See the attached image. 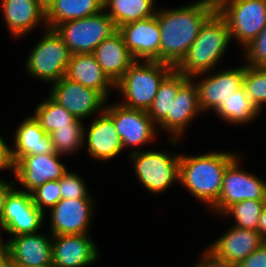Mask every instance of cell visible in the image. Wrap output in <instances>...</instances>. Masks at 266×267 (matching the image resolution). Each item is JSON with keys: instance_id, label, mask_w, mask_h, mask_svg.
<instances>
[{"instance_id": "cell-1", "label": "cell", "mask_w": 266, "mask_h": 267, "mask_svg": "<svg viewBox=\"0 0 266 267\" xmlns=\"http://www.w3.org/2000/svg\"><path fill=\"white\" fill-rule=\"evenodd\" d=\"M216 12L215 0H196L175 8H157L160 29V62L174 68L186 56L201 27Z\"/></svg>"}, {"instance_id": "cell-2", "label": "cell", "mask_w": 266, "mask_h": 267, "mask_svg": "<svg viewBox=\"0 0 266 267\" xmlns=\"http://www.w3.org/2000/svg\"><path fill=\"white\" fill-rule=\"evenodd\" d=\"M238 152H207L199 155L180 153L179 185L209 209L218 201L227 166Z\"/></svg>"}, {"instance_id": "cell-3", "label": "cell", "mask_w": 266, "mask_h": 267, "mask_svg": "<svg viewBox=\"0 0 266 267\" xmlns=\"http://www.w3.org/2000/svg\"><path fill=\"white\" fill-rule=\"evenodd\" d=\"M231 41L228 25L216 11L201 27L186 56L175 69L189 78L216 71Z\"/></svg>"}, {"instance_id": "cell-4", "label": "cell", "mask_w": 266, "mask_h": 267, "mask_svg": "<svg viewBox=\"0 0 266 267\" xmlns=\"http://www.w3.org/2000/svg\"><path fill=\"white\" fill-rule=\"evenodd\" d=\"M173 69L164 62L135 60L115 84L123 100L119 103L130 109L148 111L160 83Z\"/></svg>"}, {"instance_id": "cell-5", "label": "cell", "mask_w": 266, "mask_h": 267, "mask_svg": "<svg viewBox=\"0 0 266 267\" xmlns=\"http://www.w3.org/2000/svg\"><path fill=\"white\" fill-rule=\"evenodd\" d=\"M44 30L26 59L25 69L30 77L53 84L65 76L72 54L54 29Z\"/></svg>"}, {"instance_id": "cell-6", "label": "cell", "mask_w": 266, "mask_h": 267, "mask_svg": "<svg viewBox=\"0 0 266 267\" xmlns=\"http://www.w3.org/2000/svg\"><path fill=\"white\" fill-rule=\"evenodd\" d=\"M172 151L142 150L129 154L140 185L152 194H161L179 181L180 154Z\"/></svg>"}, {"instance_id": "cell-7", "label": "cell", "mask_w": 266, "mask_h": 267, "mask_svg": "<svg viewBox=\"0 0 266 267\" xmlns=\"http://www.w3.org/2000/svg\"><path fill=\"white\" fill-rule=\"evenodd\" d=\"M216 11L226 21L231 39L243 49L266 26V0H215Z\"/></svg>"}, {"instance_id": "cell-8", "label": "cell", "mask_w": 266, "mask_h": 267, "mask_svg": "<svg viewBox=\"0 0 266 267\" xmlns=\"http://www.w3.org/2000/svg\"><path fill=\"white\" fill-rule=\"evenodd\" d=\"M54 30L68 46L71 54L93 53L97 46L118 29L103 10L89 17L57 25Z\"/></svg>"}, {"instance_id": "cell-9", "label": "cell", "mask_w": 266, "mask_h": 267, "mask_svg": "<svg viewBox=\"0 0 266 267\" xmlns=\"http://www.w3.org/2000/svg\"><path fill=\"white\" fill-rule=\"evenodd\" d=\"M239 154L225 169L218 201L210 208L221 214L232 204L244 200L266 201V182L240 166Z\"/></svg>"}, {"instance_id": "cell-10", "label": "cell", "mask_w": 266, "mask_h": 267, "mask_svg": "<svg viewBox=\"0 0 266 267\" xmlns=\"http://www.w3.org/2000/svg\"><path fill=\"white\" fill-rule=\"evenodd\" d=\"M104 111L113 119L123 150L132 149L129 154L140 152L143 145L155 142L157 125L147 111L130 109L117 102L106 104Z\"/></svg>"}, {"instance_id": "cell-11", "label": "cell", "mask_w": 266, "mask_h": 267, "mask_svg": "<svg viewBox=\"0 0 266 267\" xmlns=\"http://www.w3.org/2000/svg\"><path fill=\"white\" fill-rule=\"evenodd\" d=\"M45 214L33 203L32 196L16 186L7 196L0 220V230L18 236L40 231Z\"/></svg>"}, {"instance_id": "cell-12", "label": "cell", "mask_w": 266, "mask_h": 267, "mask_svg": "<svg viewBox=\"0 0 266 267\" xmlns=\"http://www.w3.org/2000/svg\"><path fill=\"white\" fill-rule=\"evenodd\" d=\"M50 91L48 94L55 102L82 121L96 113H102L108 103L98 91L86 88L65 76L53 83Z\"/></svg>"}, {"instance_id": "cell-13", "label": "cell", "mask_w": 266, "mask_h": 267, "mask_svg": "<svg viewBox=\"0 0 266 267\" xmlns=\"http://www.w3.org/2000/svg\"><path fill=\"white\" fill-rule=\"evenodd\" d=\"M61 157L57 152L22 157L15 164L18 189L31 194L48 181L60 180L69 171Z\"/></svg>"}, {"instance_id": "cell-14", "label": "cell", "mask_w": 266, "mask_h": 267, "mask_svg": "<svg viewBox=\"0 0 266 267\" xmlns=\"http://www.w3.org/2000/svg\"><path fill=\"white\" fill-rule=\"evenodd\" d=\"M239 66L217 72L209 71L192 77L198 88L202 112L207 110L215 112L223 100H227L232 93L243 87L244 65Z\"/></svg>"}, {"instance_id": "cell-15", "label": "cell", "mask_w": 266, "mask_h": 267, "mask_svg": "<svg viewBox=\"0 0 266 267\" xmlns=\"http://www.w3.org/2000/svg\"><path fill=\"white\" fill-rule=\"evenodd\" d=\"M93 199H61L49 210L50 232L52 235L90 233L93 221ZM90 227V228H89Z\"/></svg>"}, {"instance_id": "cell-16", "label": "cell", "mask_w": 266, "mask_h": 267, "mask_svg": "<svg viewBox=\"0 0 266 267\" xmlns=\"http://www.w3.org/2000/svg\"><path fill=\"white\" fill-rule=\"evenodd\" d=\"M90 233L53 235L52 263L56 267H87L99 260L100 251Z\"/></svg>"}, {"instance_id": "cell-17", "label": "cell", "mask_w": 266, "mask_h": 267, "mask_svg": "<svg viewBox=\"0 0 266 267\" xmlns=\"http://www.w3.org/2000/svg\"><path fill=\"white\" fill-rule=\"evenodd\" d=\"M134 60L160 62V29L155 16L118 28Z\"/></svg>"}, {"instance_id": "cell-18", "label": "cell", "mask_w": 266, "mask_h": 267, "mask_svg": "<svg viewBox=\"0 0 266 267\" xmlns=\"http://www.w3.org/2000/svg\"><path fill=\"white\" fill-rule=\"evenodd\" d=\"M92 117L90 127L87 130L84 127V145L88 155L102 162L116 158L123 152V147L113 119L105 111Z\"/></svg>"}, {"instance_id": "cell-19", "label": "cell", "mask_w": 266, "mask_h": 267, "mask_svg": "<svg viewBox=\"0 0 266 267\" xmlns=\"http://www.w3.org/2000/svg\"><path fill=\"white\" fill-rule=\"evenodd\" d=\"M264 242L258 231L232 225L206 249L216 258L238 265Z\"/></svg>"}, {"instance_id": "cell-20", "label": "cell", "mask_w": 266, "mask_h": 267, "mask_svg": "<svg viewBox=\"0 0 266 267\" xmlns=\"http://www.w3.org/2000/svg\"><path fill=\"white\" fill-rule=\"evenodd\" d=\"M49 234L46 236L36 232L6 240L12 267H33L52 263L53 235Z\"/></svg>"}, {"instance_id": "cell-21", "label": "cell", "mask_w": 266, "mask_h": 267, "mask_svg": "<svg viewBox=\"0 0 266 267\" xmlns=\"http://www.w3.org/2000/svg\"><path fill=\"white\" fill-rule=\"evenodd\" d=\"M0 3L5 25L12 38L18 40L39 25L47 28L45 9L37 0H0Z\"/></svg>"}, {"instance_id": "cell-22", "label": "cell", "mask_w": 266, "mask_h": 267, "mask_svg": "<svg viewBox=\"0 0 266 267\" xmlns=\"http://www.w3.org/2000/svg\"><path fill=\"white\" fill-rule=\"evenodd\" d=\"M202 113L199 104V92L196 83L189 78L178 90L171 106L170 145L174 147L189 128V123Z\"/></svg>"}, {"instance_id": "cell-23", "label": "cell", "mask_w": 266, "mask_h": 267, "mask_svg": "<svg viewBox=\"0 0 266 267\" xmlns=\"http://www.w3.org/2000/svg\"><path fill=\"white\" fill-rule=\"evenodd\" d=\"M65 77L98 91L107 101L109 92L115 89V84L104 73L93 53L72 54Z\"/></svg>"}, {"instance_id": "cell-24", "label": "cell", "mask_w": 266, "mask_h": 267, "mask_svg": "<svg viewBox=\"0 0 266 267\" xmlns=\"http://www.w3.org/2000/svg\"><path fill=\"white\" fill-rule=\"evenodd\" d=\"M13 136L11 150L15 164L26 155L55 152L50 135L46 134L32 114L22 120Z\"/></svg>"}, {"instance_id": "cell-25", "label": "cell", "mask_w": 266, "mask_h": 267, "mask_svg": "<svg viewBox=\"0 0 266 267\" xmlns=\"http://www.w3.org/2000/svg\"><path fill=\"white\" fill-rule=\"evenodd\" d=\"M96 61L108 78L116 84L135 61L117 30L104 39L93 52Z\"/></svg>"}, {"instance_id": "cell-26", "label": "cell", "mask_w": 266, "mask_h": 267, "mask_svg": "<svg viewBox=\"0 0 266 267\" xmlns=\"http://www.w3.org/2000/svg\"><path fill=\"white\" fill-rule=\"evenodd\" d=\"M189 79L175 68L160 83L148 115L157 128L171 133V106L179 88Z\"/></svg>"}, {"instance_id": "cell-27", "label": "cell", "mask_w": 266, "mask_h": 267, "mask_svg": "<svg viewBox=\"0 0 266 267\" xmlns=\"http://www.w3.org/2000/svg\"><path fill=\"white\" fill-rule=\"evenodd\" d=\"M104 0H53L45 10L48 29L57 25L89 17L104 10Z\"/></svg>"}, {"instance_id": "cell-28", "label": "cell", "mask_w": 266, "mask_h": 267, "mask_svg": "<svg viewBox=\"0 0 266 267\" xmlns=\"http://www.w3.org/2000/svg\"><path fill=\"white\" fill-rule=\"evenodd\" d=\"M259 114L261 115V111L248 97L244 86L232 93L227 100H223L215 111L219 119L231 125L242 126L254 122Z\"/></svg>"}, {"instance_id": "cell-29", "label": "cell", "mask_w": 266, "mask_h": 267, "mask_svg": "<svg viewBox=\"0 0 266 267\" xmlns=\"http://www.w3.org/2000/svg\"><path fill=\"white\" fill-rule=\"evenodd\" d=\"M104 11L110 16L116 28L153 17L156 13L155 0H104Z\"/></svg>"}, {"instance_id": "cell-30", "label": "cell", "mask_w": 266, "mask_h": 267, "mask_svg": "<svg viewBox=\"0 0 266 267\" xmlns=\"http://www.w3.org/2000/svg\"><path fill=\"white\" fill-rule=\"evenodd\" d=\"M32 115L48 135L63 126H85V122L75 118L49 95L38 103Z\"/></svg>"}, {"instance_id": "cell-31", "label": "cell", "mask_w": 266, "mask_h": 267, "mask_svg": "<svg viewBox=\"0 0 266 267\" xmlns=\"http://www.w3.org/2000/svg\"><path fill=\"white\" fill-rule=\"evenodd\" d=\"M266 201L244 200L229 206L221 215L233 218L235 227L258 231L260 215Z\"/></svg>"}, {"instance_id": "cell-32", "label": "cell", "mask_w": 266, "mask_h": 267, "mask_svg": "<svg viewBox=\"0 0 266 267\" xmlns=\"http://www.w3.org/2000/svg\"><path fill=\"white\" fill-rule=\"evenodd\" d=\"M84 127L63 126L50 133L55 152L63 157L79 152L84 147Z\"/></svg>"}, {"instance_id": "cell-33", "label": "cell", "mask_w": 266, "mask_h": 267, "mask_svg": "<svg viewBox=\"0 0 266 267\" xmlns=\"http://www.w3.org/2000/svg\"><path fill=\"white\" fill-rule=\"evenodd\" d=\"M243 86L248 97L262 111L266 104V68H256L245 64Z\"/></svg>"}, {"instance_id": "cell-34", "label": "cell", "mask_w": 266, "mask_h": 267, "mask_svg": "<svg viewBox=\"0 0 266 267\" xmlns=\"http://www.w3.org/2000/svg\"><path fill=\"white\" fill-rule=\"evenodd\" d=\"M83 179L77 172L69 170L59 180L62 199H93Z\"/></svg>"}, {"instance_id": "cell-35", "label": "cell", "mask_w": 266, "mask_h": 267, "mask_svg": "<svg viewBox=\"0 0 266 267\" xmlns=\"http://www.w3.org/2000/svg\"><path fill=\"white\" fill-rule=\"evenodd\" d=\"M33 203L45 214V209L51 210L61 199L59 180L48 181L31 193Z\"/></svg>"}, {"instance_id": "cell-36", "label": "cell", "mask_w": 266, "mask_h": 267, "mask_svg": "<svg viewBox=\"0 0 266 267\" xmlns=\"http://www.w3.org/2000/svg\"><path fill=\"white\" fill-rule=\"evenodd\" d=\"M247 65L256 68H266V26L262 32L243 49Z\"/></svg>"}, {"instance_id": "cell-37", "label": "cell", "mask_w": 266, "mask_h": 267, "mask_svg": "<svg viewBox=\"0 0 266 267\" xmlns=\"http://www.w3.org/2000/svg\"><path fill=\"white\" fill-rule=\"evenodd\" d=\"M237 267H266V242L241 261Z\"/></svg>"}, {"instance_id": "cell-38", "label": "cell", "mask_w": 266, "mask_h": 267, "mask_svg": "<svg viewBox=\"0 0 266 267\" xmlns=\"http://www.w3.org/2000/svg\"><path fill=\"white\" fill-rule=\"evenodd\" d=\"M10 170L15 174V163L12 157L11 146L7 144V141L4 140L2 134L0 135V171Z\"/></svg>"}, {"instance_id": "cell-39", "label": "cell", "mask_w": 266, "mask_h": 267, "mask_svg": "<svg viewBox=\"0 0 266 267\" xmlns=\"http://www.w3.org/2000/svg\"><path fill=\"white\" fill-rule=\"evenodd\" d=\"M196 261L197 262L193 264L195 267H237L236 264L216 258L206 248L199 260L197 258Z\"/></svg>"}, {"instance_id": "cell-40", "label": "cell", "mask_w": 266, "mask_h": 267, "mask_svg": "<svg viewBox=\"0 0 266 267\" xmlns=\"http://www.w3.org/2000/svg\"><path fill=\"white\" fill-rule=\"evenodd\" d=\"M16 181H7L0 179V220L2 217L3 207L6 202L7 196L16 187Z\"/></svg>"}, {"instance_id": "cell-41", "label": "cell", "mask_w": 266, "mask_h": 267, "mask_svg": "<svg viewBox=\"0 0 266 267\" xmlns=\"http://www.w3.org/2000/svg\"><path fill=\"white\" fill-rule=\"evenodd\" d=\"M0 267H12L9 250L4 240L0 243Z\"/></svg>"}, {"instance_id": "cell-42", "label": "cell", "mask_w": 266, "mask_h": 267, "mask_svg": "<svg viewBox=\"0 0 266 267\" xmlns=\"http://www.w3.org/2000/svg\"><path fill=\"white\" fill-rule=\"evenodd\" d=\"M258 232L266 240V204L259 218Z\"/></svg>"}, {"instance_id": "cell-43", "label": "cell", "mask_w": 266, "mask_h": 267, "mask_svg": "<svg viewBox=\"0 0 266 267\" xmlns=\"http://www.w3.org/2000/svg\"><path fill=\"white\" fill-rule=\"evenodd\" d=\"M39 4L46 10L53 0H37Z\"/></svg>"}, {"instance_id": "cell-44", "label": "cell", "mask_w": 266, "mask_h": 267, "mask_svg": "<svg viewBox=\"0 0 266 267\" xmlns=\"http://www.w3.org/2000/svg\"><path fill=\"white\" fill-rule=\"evenodd\" d=\"M33 267H56V266L53 263H50L43 266H33Z\"/></svg>"}, {"instance_id": "cell-45", "label": "cell", "mask_w": 266, "mask_h": 267, "mask_svg": "<svg viewBox=\"0 0 266 267\" xmlns=\"http://www.w3.org/2000/svg\"><path fill=\"white\" fill-rule=\"evenodd\" d=\"M1 233H3V232H0V243L3 241V239H2L3 237L1 236L2 235Z\"/></svg>"}]
</instances>
